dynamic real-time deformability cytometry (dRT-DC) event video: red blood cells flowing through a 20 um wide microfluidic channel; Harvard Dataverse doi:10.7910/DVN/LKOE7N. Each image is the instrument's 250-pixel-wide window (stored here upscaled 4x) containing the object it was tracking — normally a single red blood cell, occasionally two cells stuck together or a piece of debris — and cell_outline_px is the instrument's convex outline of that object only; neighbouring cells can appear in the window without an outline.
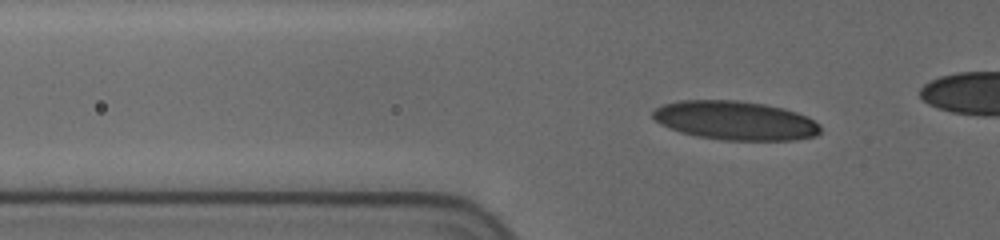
{"species": "human", "species_latin": "Homo sapiens", "temperature_condition": "cold", "stored_images_in_passage": 47, "camera_frame_rate_fps": 3000, "um_per_image_px": 0.085, "donor": {"sex": "female"}, "frame": {"image": 1, "passage_image": 15, "time_ms": 4.667, "image_size_px": [1000, 240], "cell_outline_px": [[820, 132], [816, 136], [796, 140], [720, 140], [696, 136], [680, 132], [660, 124], [652, 116], [652, 112], [656, 108], [664, 104], [680, 100], [736, 100], [764, 104], [784, 108], [808, 116], [820, 124]], "centroid_in_image_um": [62.51, 10.25], "position_along_channel_um": 63.3, "area_um2": 38.21}}
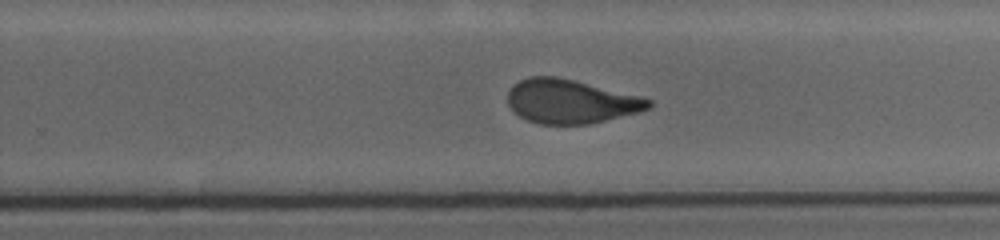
{"frame": {"image": 2, "passage_image": 34, "time_ms": 11.0, "image_size_px": [1000, 240], "cell_outline_px": [[652, 104], [648, 108], [640, 112], [588, 124], [540, 124], [528, 120], [520, 116], [508, 104], [508, 92], [512, 84], [520, 80], [532, 76], [556, 76], [640, 96], [652, 100]], "centroid_in_image_um": [48.49, 8.62], "position_along_channel_um": 281.3, "area_um2": 35.78}}
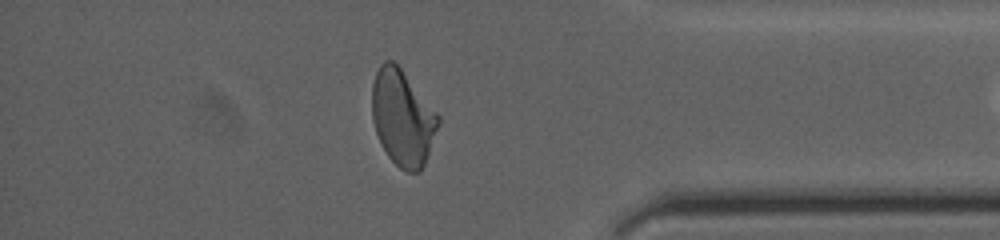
{"frame": {"image": 3, "passage_image": 45, "time_ms": 14.667, "image_size_px": [1000, 240], "cell_outline_px": [[440, 124], [428, 156], [420, 172], [408, 172], [400, 168], [388, 156], [380, 144], [372, 120], [372, 84], [376, 72], [380, 64], [384, 60], [392, 60], [400, 68], [440, 116]], "centroid_in_image_um": [34.22, 10.03], "position_along_channel_um": 401.0, "area_um2": 36.93}}